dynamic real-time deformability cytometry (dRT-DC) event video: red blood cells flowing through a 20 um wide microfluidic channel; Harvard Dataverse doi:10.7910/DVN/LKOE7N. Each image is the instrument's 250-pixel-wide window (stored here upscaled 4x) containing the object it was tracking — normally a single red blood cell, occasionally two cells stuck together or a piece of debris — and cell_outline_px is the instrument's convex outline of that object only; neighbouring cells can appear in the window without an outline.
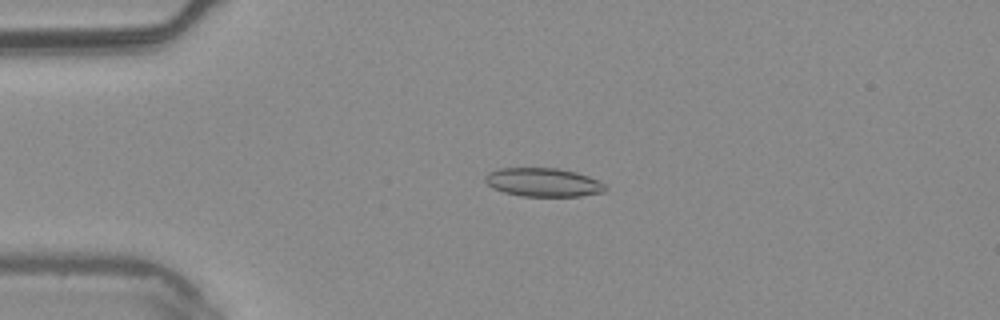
{"species": "common noctule bat (a hibernating species)", "species_latin": "Nyctalus noctula", "temperature_condition": "warm", "stored_images_in_passage": 5, "camera_frame_rate_fps": 3000, "um_per_image_px": 0.085, "animal": {"sex": "male", "body_mass_g": 20.4}, "frame": {"image": 1, "passage_image": 3, "time_ms": 0.667, "image_size_px": [1000, 320], "cell_outline_px": [[608, 188], [604, 192], [580, 196], [520, 196], [504, 192], [492, 188], [484, 180], [484, 176], [488, 172], [500, 168], [556, 168], [576, 172], [600, 180]], "centroid_in_image_um": [46.18, 15.5], "position_along_channel_um": 38.8, "area_um2": 20.17}}